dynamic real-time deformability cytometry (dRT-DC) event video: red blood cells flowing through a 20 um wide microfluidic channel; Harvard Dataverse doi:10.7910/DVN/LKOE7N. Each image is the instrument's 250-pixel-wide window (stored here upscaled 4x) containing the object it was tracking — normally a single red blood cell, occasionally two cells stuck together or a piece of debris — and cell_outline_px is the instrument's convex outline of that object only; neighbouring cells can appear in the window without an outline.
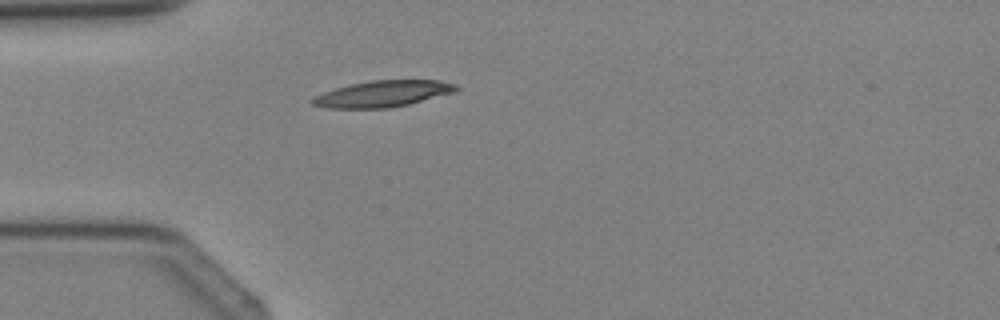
{"species": "Egyptian fruit bat (a non-hibernating species)", "species_latin": "Rousettus aegyptiacus", "temperature_condition": "cold", "stored_images_in_passage": 3, "camera_frame_rate_fps": 3000, "um_per_image_px": 0.085, "animal": {"sex": "female"}, "frame": {"image": 1, "passage_image": 3, "time_ms": 2.333, "image_size_px": [1000, 320], "cell_outline_px": [[460, 88], [456, 92], [408, 104], [388, 108], [328, 108], [312, 104], [308, 100], [312, 96], [336, 88], [352, 84], [372, 80], [440, 80], [456, 84]], "centroid_in_image_um": [32.54, 7.97], "position_along_channel_um": 52.5, "area_um2": 22.08}}